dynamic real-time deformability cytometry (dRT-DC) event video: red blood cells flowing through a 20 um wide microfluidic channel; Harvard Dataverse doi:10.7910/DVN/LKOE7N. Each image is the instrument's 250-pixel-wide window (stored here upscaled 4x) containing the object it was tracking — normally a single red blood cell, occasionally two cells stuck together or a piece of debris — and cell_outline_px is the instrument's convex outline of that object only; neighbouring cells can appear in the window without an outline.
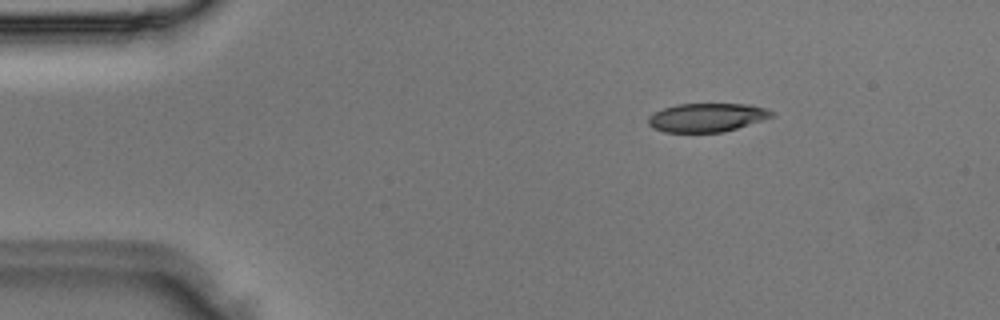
{"species": "Egyptian fruit bat (a non-hibernating species)", "species_latin": "Rousettus aegyptiacus", "temperature_condition": "room temperature", "stored_images_in_passage": 3, "camera_frame_rate_fps": 3000, "um_per_image_px": 0.085, "animal": {"sex": "male"}, "frame": {"image": 1, "passage_image": 2, "time_ms": 0.333, "image_size_px": [1000, 320], "cell_outline_px": [[776, 116], [724, 132], [664, 132], [652, 128], [648, 124], [648, 116], [664, 108], [676, 104], [748, 104], [768, 108], [776, 112]], "centroid_in_image_um": [60.13, 9.98], "position_along_channel_um": 24.9, "area_um2": 20.81}}